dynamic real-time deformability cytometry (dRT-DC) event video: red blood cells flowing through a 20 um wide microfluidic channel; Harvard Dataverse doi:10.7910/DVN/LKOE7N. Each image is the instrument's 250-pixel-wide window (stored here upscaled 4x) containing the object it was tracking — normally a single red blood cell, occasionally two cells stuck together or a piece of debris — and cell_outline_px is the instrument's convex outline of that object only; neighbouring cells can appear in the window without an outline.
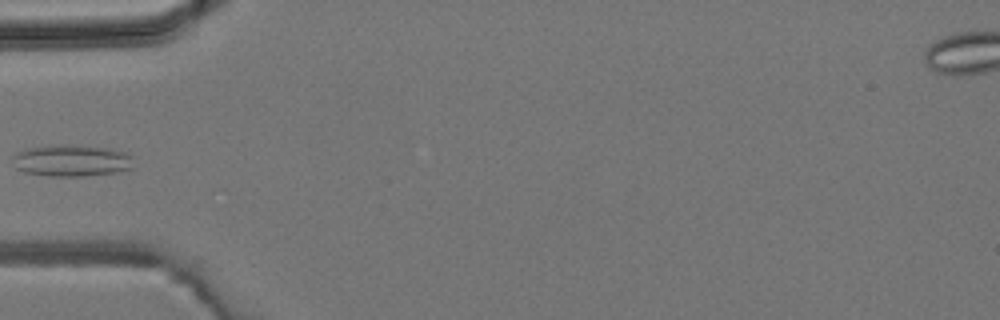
{"species": "common noctule bat (a hibernating species)", "species_latin": "Nyctalus noctula", "temperature_condition": "room temperature", "stored_images_in_passage": 5, "camera_frame_rate_fps": 3000, "um_per_image_px": 0.085, "animal": {"sex": "male", "body_mass_g": 19.2, "forearm_length_mm": 51.8}, "frame": {"image": 1, "passage_image": 5, "time_ms": 4.667, "image_size_px": [1000, 320], "cell_outline_px": [[136, 168], [116, 172], [84, 176], [48, 176], [24, 172], [16, 168], [12, 156], [16, 152], [24, 148], [48, 144], [68, 144], [104, 148], [124, 152], [132, 156]], "centroid_in_image_um": [6.07, 13.64], "position_along_channel_um": 78.9, "area_um2": 22.77}}